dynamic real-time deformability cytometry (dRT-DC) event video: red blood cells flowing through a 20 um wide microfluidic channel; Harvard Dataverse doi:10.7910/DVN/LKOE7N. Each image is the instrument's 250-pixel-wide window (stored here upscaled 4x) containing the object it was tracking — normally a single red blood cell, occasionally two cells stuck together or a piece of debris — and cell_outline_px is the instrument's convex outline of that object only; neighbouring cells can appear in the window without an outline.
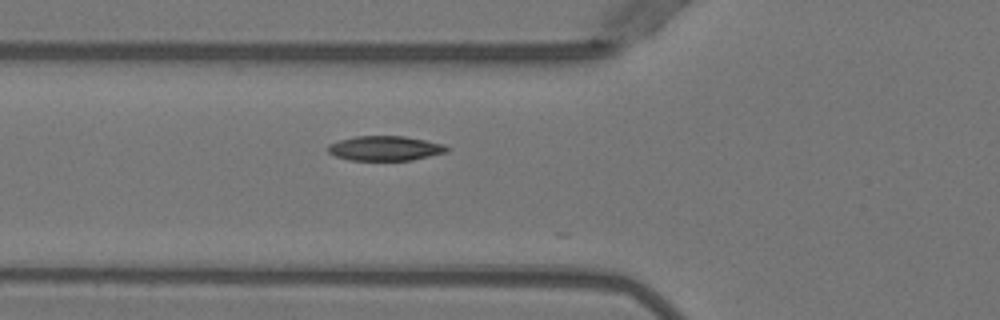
{"species": "Egyptian fruit bat (a non-hibernating species)", "species_latin": "Rousettus aegyptiacus", "temperature_condition": "warm", "stored_images_in_passage": 8, "camera_frame_rate_fps": 3000, "um_per_image_px": 0.085, "animal": {"sex": "female"}, "frame": {"image": 1, "passage_image": 6, "time_ms": 1.667, "image_size_px": [1000, 320], "cell_outline_px": [[452, 148], [448, 152], [412, 160], [348, 160], [336, 156], [328, 152], [328, 144], [340, 140], [356, 136], [404, 136], [444, 144]], "centroid_in_image_um": [32.77, 12.61], "position_along_channel_um": 93.0, "area_um2": 17.17}}